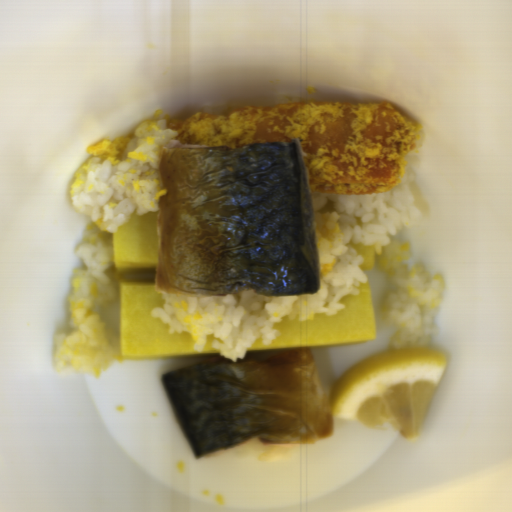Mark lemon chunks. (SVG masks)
Instances as JSON below:
<instances>
[{
	"mask_svg": "<svg viewBox=\"0 0 512 512\" xmlns=\"http://www.w3.org/2000/svg\"><path fill=\"white\" fill-rule=\"evenodd\" d=\"M447 368V355L417 345L361 360L335 383L329 398L332 418L415 441Z\"/></svg>",
	"mask_w": 512,
	"mask_h": 512,
	"instance_id": "e0be4373",
	"label": "lemon chunks"
}]
</instances>
